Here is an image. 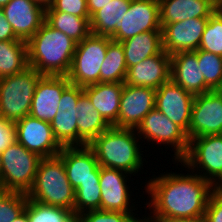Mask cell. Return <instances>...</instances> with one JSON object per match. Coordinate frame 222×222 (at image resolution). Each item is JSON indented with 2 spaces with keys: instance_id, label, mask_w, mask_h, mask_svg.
I'll list each match as a JSON object with an SVG mask.
<instances>
[{
  "instance_id": "7c38bea8",
  "label": "cell",
  "mask_w": 222,
  "mask_h": 222,
  "mask_svg": "<svg viewBox=\"0 0 222 222\" xmlns=\"http://www.w3.org/2000/svg\"><path fill=\"white\" fill-rule=\"evenodd\" d=\"M16 141L41 158L57 156L62 146L53 135L50 122L30 115L15 122Z\"/></svg>"
},
{
  "instance_id": "44dd1931",
  "label": "cell",
  "mask_w": 222,
  "mask_h": 222,
  "mask_svg": "<svg viewBox=\"0 0 222 222\" xmlns=\"http://www.w3.org/2000/svg\"><path fill=\"white\" fill-rule=\"evenodd\" d=\"M170 79L193 95L212 91L205 83L196 51H182L171 55Z\"/></svg>"
},
{
  "instance_id": "9a60e30c",
  "label": "cell",
  "mask_w": 222,
  "mask_h": 222,
  "mask_svg": "<svg viewBox=\"0 0 222 222\" xmlns=\"http://www.w3.org/2000/svg\"><path fill=\"white\" fill-rule=\"evenodd\" d=\"M46 4L39 0H11L2 7L19 40L27 42L45 22Z\"/></svg>"
},
{
  "instance_id": "5bb4252c",
  "label": "cell",
  "mask_w": 222,
  "mask_h": 222,
  "mask_svg": "<svg viewBox=\"0 0 222 222\" xmlns=\"http://www.w3.org/2000/svg\"><path fill=\"white\" fill-rule=\"evenodd\" d=\"M193 101L194 95L171 79L162 84L155 94V108L186 133L189 132Z\"/></svg>"
},
{
  "instance_id": "f6af8a7d",
  "label": "cell",
  "mask_w": 222,
  "mask_h": 222,
  "mask_svg": "<svg viewBox=\"0 0 222 222\" xmlns=\"http://www.w3.org/2000/svg\"><path fill=\"white\" fill-rule=\"evenodd\" d=\"M214 191L222 197V178L214 185Z\"/></svg>"
},
{
  "instance_id": "74e56055",
  "label": "cell",
  "mask_w": 222,
  "mask_h": 222,
  "mask_svg": "<svg viewBox=\"0 0 222 222\" xmlns=\"http://www.w3.org/2000/svg\"><path fill=\"white\" fill-rule=\"evenodd\" d=\"M83 93V87L70 84L61 95L58 111L76 110L77 101Z\"/></svg>"
},
{
  "instance_id": "681fc988",
  "label": "cell",
  "mask_w": 222,
  "mask_h": 222,
  "mask_svg": "<svg viewBox=\"0 0 222 222\" xmlns=\"http://www.w3.org/2000/svg\"><path fill=\"white\" fill-rule=\"evenodd\" d=\"M39 1H41L44 4H48L50 2V0H39Z\"/></svg>"
},
{
  "instance_id": "cb8c5ba5",
  "label": "cell",
  "mask_w": 222,
  "mask_h": 222,
  "mask_svg": "<svg viewBox=\"0 0 222 222\" xmlns=\"http://www.w3.org/2000/svg\"><path fill=\"white\" fill-rule=\"evenodd\" d=\"M76 111L78 146L88 145L94 138L111 127L101 114L96 111L85 93L79 97Z\"/></svg>"
},
{
  "instance_id": "f35d334b",
  "label": "cell",
  "mask_w": 222,
  "mask_h": 222,
  "mask_svg": "<svg viewBox=\"0 0 222 222\" xmlns=\"http://www.w3.org/2000/svg\"><path fill=\"white\" fill-rule=\"evenodd\" d=\"M16 142L15 122L0 117V153Z\"/></svg>"
},
{
  "instance_id": "ba28073f",
  "label": "cell",
  "mask_w": 222,
  "mask_h": 222,
  "mask_svg": "<svg viewBox=\"0 0 222 222\" xmlns=\"http://www.w3.org/2000/svg\"><path fill=\"white\" fill-rule=\"evenodd\" d=\"M179 162L193 172L204 171L198 175L215 185L222 178V134L190 139L188 150Z\"/></svg>"
},
{
  "instance_id": "5b68a950",
  "label": "cell",
  "mask_w": 222,
  "mask_h": 222,
  "mask_svg": "<svg viewBox=\"0 0 222 222\" xmlns=\"http://www.w3.org/2000/svg\"><path fill=\"white\" fill-rule=\"evenodd\" d=\"M43 75L31 66L0 78V117L17 122L29 115L37 82Z\"/></svg>"
},
{
  "instance_id": "d6a6232c",
  "label": "cell",
  "mask_w": 222,
  "mask_h": 222,
  "mask_svg": "<svg viewBox=\"0 0 222 222\" xmlns=\"http://www.w3.org/2000/svg\"><path fill=\"white\" fill-rule=\"evenodd\" d=\"M196 55L206 85L211 90H222V56L200 49Z\"/></svg>"
},
{
  "instance_id": "4316f807",
  "label": "cell",
  "mask_w": 222,
  "mask_h": 222,
  "mask_svg": "<svg viewBox=\"0 0 222 222\" xmlns=\"http://www.w3.org/2000/svg\"><path fill=\"white\" fill-rule=\"evenodd\" d=\"M45 21L77 43L91 33L90 17H79L60 11H45Z\"/></svg>"
},
{
  "instance_id": "8fae6325",
  "label": "cell",
  "mask_w": 222,
  "mask_h": 222,
  "mask_svg": "<svg viewBox=\"0 0 222 222\" xmlns=\"http://www.w3.org/2000/svg\"><path fill=\"white\" fill-rule=\"evenodd\" d=\"M148 31H161L159 0H131L125 16L110 38L122 42Z\"/></svg>"
},
{
  "instance_id": "836d02e7",
  "label": "cell",
  "mask_w": 222,
  "mask_h": 222,
  "mask_svg": "<svg viewBox=\"0 0 222 222\" xmlns=\"http://www.w3.org/2000/svg\"><path fill=\"white\" fill-rule=\"evenodd\" d=\"M199 49L222 56V14L218 10L206 23Z\"/></svg>"
},
{
  "instance_id": "ac0fdd59",
  "label": "cell",
  "mask_w": 222,
  "mask_h": 222,
  "mask_svg": "<svg viewBox=\"0 0 222 222\" xmlns=\"http://www.w3.org/2000/svg\"><path fill=\"white\" fill-rule=\"evenodd\" d=\"M70 84L67 76L43 75L37 82L29 115L51 123L58 112L61 95Z\"/></svg>"
},
{
  "instance_id": "ab89813d",
  "label": "cell",
  "mask_w": 222,
  "mask_h": 222,
  "mask_svg": "<svg viewBox=\"0 0 222 222\" xmlns=\"http://www.w3.org/2000/svg\"><path fill=\"white\" fill-rule=\"evenodd\" d=\"M206 222H222V197L212 192L204 214Z\"/></svg>"
},
{
  "instance_id": "1f68e13d",
  "label": "cell",
  "mask_w": 222,
  "mask_h": 222,
  "mask_svg": "<svg viewBox=\"0 0 222 222\" xmlns=\"http://www.w3.org/2000/svg\"><path fill=\"white\" fill-rule=\"evenodd\" d=\"M91 210H101L100 181L83 182L75 189V216Z\"/></svg>"
},
{
  "instance_id": "7bdbcfd3",
  "label": "cell",
  "mask_w": 222,
  "mask_h": 222,
  "mask_svg": "<svg viewBox=\"0 0 222 222\" xmlns=\"http://www.w3.org/2000/svg\"><path fill=\"white\" fill-rule=\"evenodd\" d=\"M167 222H206V219L203 215V216L191 218V219H178V220H172V221H167Z\"/></svg>"
},
{
  "instance_id": "30bf717a",
  "label": "cell",
  "mask_w": 222,
  "mask_h": 222,
  "mask_svg": "<svg viewBox=\"0 0 222 222\" xmlns=\"http://www.w3.org/2000/svg\"><path fill=\"white\" fill-rule=\"evenodd\" d=\"M222 134V90L194 95L188 139Z\"/></svg>"
},
{
  "instance_id": "603a6c76",
  "label": "cell",
  "mask_w": 222,
  "mask_h": 222,
  "mask_svg": "<svg viewBox=\"0 0 222 222\" xmlns=\"http://www.w3.org/2000/svg\"><path fill=\"white\" fill-rule=\"evenodd\" d=\"M123 86L124 83L99 82L83 87V92L89 97L96 111L111 126L118 121Z\"/></svg>"
},
{
  "instance_id": "f546056e",
  "label": "cell",
  "mask_w": 222,
  "mask_h": 222,
  "mask_svg": "<svg viewBox=\"0 0 222 222\" xmlns=\"http://www.w3.org/2000/svg\"><path fill=\"white\" fill-rule=\"evenodd\" d=\"M25 211L29 222H76L73 210L27 199Z\"/></svg>"
},
{
  "instance_id": "60d3db41",
  "label": "cell",
  "mask_w": 222,
  "mask_h": 222,
  "mask_svg": "<svg viewBox=\"0 0 222 222\" xmlns=\"http://www.w3.org/2000/svg\"><path fill=\"white\" fill-rule=\"evenodd\" d=\"M0 41H22L15 35L12 26L7 21L2 8H0Z\"/></svg>"
},
{
  "instance_id": "d6986e66",
  "label": "cell",
  "mask_w": 222,
  "mask_h": 222,
  "mask_svg": "<svg viewBox=\"0 0 222 222\" xmlns=\"http://www.w3.org/2000/svg\"><path fill=\"white\" fill-rule=\"evenodd\" d=\"M171 55L162 50L127 69L124 83L157 90L170 80Z\"/></svg>"
},
{
  "instance_id": "8d00e7d4",
  "label": "cell",
  "mask_w": 222,
  "mask_h": 222,
  "mask_svg": "<svg viewBox=\"0 0 222 222\" xmlns=\"http://www.w3.org/2000/svg\"><path fill=\"white\" fill-rule=\"evenodd\" d=\"M45 11H60L79 17H90L87 0H50Z\"/></svg>"
},
{
  "instance_id": "b9f144b4",
  "label": "cell",
  "mask_w": 222,
  "mask_h": 222,
  "mask_svg": "<svg viewBox=\"0 0 222 222\" xmlns=\"http://www.w3.org/2000/svg\"><path fill=\"white\" fill-rule=\"evenodd\" d=\"M112 0H87V8L89 16L91 17L95 12L102 9L104 5Z\"/></svg>"
},
{
  "instance_id": "4fadbf2b",
  "label": "cell",
  "mask_w": 222,
  "mask_h": 222,
  "mask_svg": "<svg viewBox=\"0 0 222 222\" xmlns=\"http://www.w3.org/2000/svg\"><path fill=\"white\" fill-rule=\"evenodd\" d=\"M156 90L125 84L120 97L116 128L136 129L142 119L155 108Z\"/></svg>"
},
{
  "instance_id": "c3c4849f",
  "label": "cell",
  "mask_w": 222,
  "mask_h": 222,
  "mask_svg": "<svg viewBox=\"0 0 222 222\" xmlns=\"http://www.w3.org/2000/svg\"><path fill=\"white\" fill-rule=\"evenodd\" d=\"M1 172H2V157L0 153V179H1Z\"/></svg>"
},
{
  "instance_id": "d590c367",
  "label": "cell",
  "mask_w": 222,
  "mask_h": 222,
  "mask_svg": "<svg viewBox=\"0 0 222 222\" xmlns=\"http://www.w3.org/2000/svg\"><path fill=\"white\" fill-rule=\"evenodd\" d=\"M133 214L121 211L91 210L79 215L76 222H144L143 217L137 219Z\"/></svg>"
},
{
  "instance_id": "7a4b0ae2",
  "label": "cell",
  "mask_w": 222,
  "mask_h": 222,
  "mask_svg": "<svg viewBox=\"0 0 222 222\" xmlns=\"http://www.w3.org/2000/svg\"><path fill=\"white\" fill-rule=\"evenodd\" d=\"M77 42L46 21L27 41L28 66L42 75L67 76Z\"/></svg>"
},
{
  "instance_id": "2e32d148",
  "label": "cell",
  "mask_w": 222,
  "mask_h": 222,
  "mask_svg": "<svg viewBox=\"0 0 222 222\" xmlns=\"http://www.w3.org/2000/svg\"><path fill=\"white\" fill-rule=\"evenodd\" d=\"M209 17L191 18L171 24H160L163 50L170 55L182 51H196Z\"/></svg>"
},
{
  "instance_id": "ee69618b",
  "label": "cell",
  "mask_w": 222,
  "mask_h": 222,
  "mask_svg": "<svg viewBox=\"0 0 222 222\" xmlns=\"http://www.w3.org/2000/svg\"><path fill=\"white\" fill-rule=\"evenodd\" d=\"M12 222H29L26 211L24 210L22 214L19 217L15 218Z\"/></svg>"
},
{
  "instance_id": "bcb514c9",
  "label": "cell",
  "mask_w": 222,
  "mask_h": 222,
  "mask_svg": "<svg viewBox=\"0 0 222 222\" xmlns=\"http://www.w3.org/2000/svg\"><path fill=\"white\" fill-rule=\"evenodd\" d=\"M11 0H0V8L6 6Z\"/></svg>"
},
{
  "instance_id": "e0dca14e",
  "label": "cell",
  "mask_w": 222,
  "mask_h": 222,
  "mask_svg": "<svg viewBox=\"0 0 222 222\" xmlns=\"http://www.w3.org/2000/svg\"><path fill=\"white\" fill-rule=\"evenodd\" d=\"M64 163L69 182L76 189L81 183L100 181V165L88 146H64L58 154Z\"/></svg>"
},
{
  "instance_id": "d4e9b609",
  "label": "cell",
  "mask_w": 222,
  "mask_h": 222,
  "mask_svg": "<svg viewBox=\"0 0 222 222\" xmlns=\"http://www.w3.org/2000/svg\"><path fill=\"white\" fill-rule=\"evenodd\" d=\"M127 69L162 50V31H148L122 41Z\"/></svg>"
},
{
  "instance_id": "7dc6e473",
  "label": "cell",
  "mask_w": 222,
  "mask_h": 222,
  "mask_svg": "<svg viewBox=\"0 0 222 222\" xmlns=\"http://www.w3.org/2000/svg\"><path fill=\"white\" fill-rule=\"evenodd\" d=\"M218 8L217 10L222 14V1L217 4Z\"/></svg>"
},
{
  "instance_id": "7402d4cb",
  "label": "cell",
  "mask_w": 222,
  "mask_h": 222,
  "mask_svg": "<svg viewBox=\"0 0 222 222\" xmlns=\"http://www.w3.org/2000/svg\"><path fill=\"white\" fill-rule=\"evenodd\" d=\"M217 8L214 0H159L160 24L210 17Z\"/></svg>"
},
{
  "instance_id": "484cf974",
  "label": "cell",
  "mask_w": 222,
  "mask_h": 222,
  "mask_svg": "<svg viewBox=\"0 0 222 222\" xmlns=\"http://www.w3.org/2000/svg\"><path fill=\"white\" fill-rule=\"evenodd\" d=\"M131 0H112L90 17L91 33L111 37L122 21Z\"/></svg>"
},
{
  "instance_id": "4dcf8cb0",
  "label": "cell",
  "mask_w": 222,
  "mask_h": 222,
  "mask_svg": "<svg viewBox=\"0 0 222 222\" xmlns=\"http://www.w3.org/2000/svg\"><path fill=\"white\" fill-rule=\"evenodd\" d=\"M77 111H58L52 120L51 128L58 143L64 146H78Z\"/></svg>"
},
{
  "instance_id": "3957f363",
  "label": "cell",
  "mask_w": 222,
  "mask_h": 222,
  "mask_svg": "<svg viewBox=\"0 0 222 222\" xmlns=\"http://www.w3.org/2000/svg\"><path fill=\"white\" fill-rule=\"evenodd\" d=\"M137 140L135 129L111 126L88 146L93 150L100 166L121 170L129 175L138 173L143 166L144 159L140 153L143 151Z\"/></svg>"
},
{
  "instance_id": "8992f818",
  "label": "cell",
  "mask_w": 222,
  "mask_h": 222,
  "mask_svg": "<svg viewBox=\"0 0 222 222\" xmlns=\"http://www.w3.org/2000/svg\"><path fill=\"white\" fill-rule=\"evenodd\" d=\"M1 157L0 190L27 194L34 183L37 167L42 158L27 150L18 141L5 149Z\"/></svg>"
},
{
  "instance_id": "f1b7e54d",
  "label": "cell",
  "mask_w": 222,
  "mask_h": 222,
  "mask_svg": "<svg viewBox=\"0 0 222 222\" xmlns=\"http://www.w3.org/2000/svg\"><path fill=\"white\" fill-rule=\"evenodd\" d=\"M127 74L123 46L121 42L110 40L106 57L100 69V82L124 83Z\"/></svg>"
},
{
  "instance_id": "6da1fadb",
  "label": "cell",
  "mask_w": 222,
  "mask_h": 222,
  "mask_svg": "<svg viewBox=\"0 0 222 222\" xmlns=\"http://www.w3.org/2000/svg\"><path fill=\"white\" fill-rule=\"evenodd\" d=\"M192 174L173 172L149 179L145 188L151 195V202L146 204L153 210V215L145 217L144 222H167L203 216L214 185L200 175Z\"/></svg>"
},
{
  "instance_id": "ffe728a7",
  "label": "cell",
  "mask_w": 222,
  "mask_h": 222,
  "mask_svg": "<svg viewBox=\"0 0 222 222\" xmlns=\"http://www.w3.org/2000/svg\"><path fill=\"white\" fill-rule=\"evenodd\" d=\"M126 174L121 170L100 166L101 210L133 213Z\"/></svg>"
},
{
  "instance_id": "9c48e42d",
  "label": "cell",
  "mask_w": 222,
  "mask_h": 222,
  "mask_svg": "<svg viewBox=\"0 0 222 222\" xmlns=\"http://www.w3.org/2000/svg\"><path fill=\"white\" fill-rule=\"evenodd\" d=\"M135 131H138L136 133L138 137L143 136L148 142L152 140V143L154 141L174 147V159L177 162L185 156L188 150L187 133L156 108L142 119Z\"/></svg>"
},
{
  "instance_id": "52a82bcc",
  "label": "cell",
  "mask_w": 222,
  "mask_h": 222,
  "mask_svg": "<svg viewBox=\"0 0 222 222\" xmlns=\"http://www.w3.org/2000/svg\"><path fill=\"white\" fill-rule=\"evenodd\" d=\"M110 40L109 36L90 33L77 43L67 74L71 84L85 87L100 82V69Z\"/></svg>"
},
{
  "instance_id": "f907efd6",
  "label": "cell",
  "mask_w": 222,
  "mask_h": 222,
  "mask_svg": "<svg viewBox=\"0 0 222 222\" xmlns=\"http://www.w3.org/2000/svg\"><path fill=\"white\" fill-rule=\"evenodd\" d=\"M217 4L220 3L222 0H214Z\"/></svg>"
},
{
  "instance_id": "277c9868",
  "label": "cell",
  "mask_w": 222,
  "mask_h": 222,
  "mask_svg": "<svg viewBox=\"0 0 222 222\" xmlns=\"http://www.w3.org/2000/svg\"><path fill=\"white\" fill-rule=\"evenodd\" d=\"M26 195L31 200L74 212L75 189L59 155L40 160L34 183Z\"/></svg>"
},
{
  "instance_id": "e575fe53",
  "label": "cell",
  "mask_w": 222,
  "mask_h": 222,
  "mask_svg": "<svg viewBox=\"0 0 222 222\" xmlns=\"http://www.w3.org/2000/svg\"><path fill=\"white\" fill-rule=\"evenodd\" d=\"M27 195L21 192L0 191V222H12L25 210Z\"/></svg>"
},
{
  "instance_id": "83f0119b",
  "label": "cell",
  "mask_w": 222,
  "mask_h": 222,
  "mask_svg": "<svg viewBox=\"0 0 222 222\" xmlns=\"http://www.w3.org/2000/svg\"><path fill=\"white\" fill-rule=\"evenodd\" d=\"M27 67V42L0 41V78L19 73Z\"/></svg>"
}]
</instances>
